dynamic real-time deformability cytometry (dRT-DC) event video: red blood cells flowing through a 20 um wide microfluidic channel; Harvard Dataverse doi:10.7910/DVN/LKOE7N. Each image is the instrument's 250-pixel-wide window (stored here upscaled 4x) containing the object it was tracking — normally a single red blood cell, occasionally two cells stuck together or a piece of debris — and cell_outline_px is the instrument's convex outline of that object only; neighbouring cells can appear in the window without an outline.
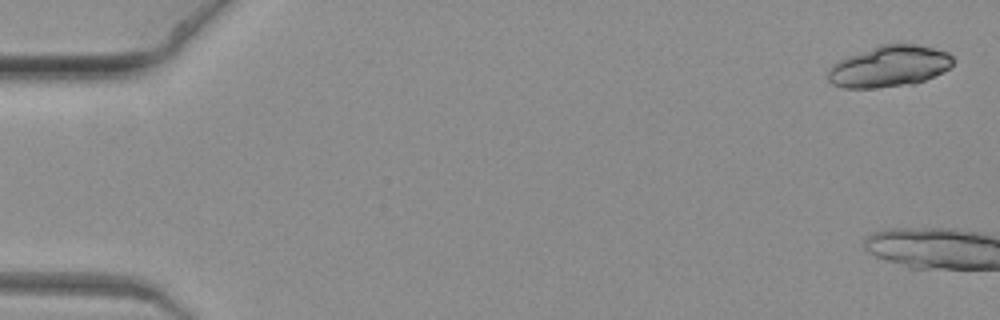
{"species": "common noctule bat (a hibernating species)", "species_latin": "Nyctalus noctula", "temperature_condition": "warm", "stored_images_in_passage": 3, "camera_frame_rate_fps": 3000, "um_per_image_px": 0.085, "animal": {"sex": "female", "body_mass_g": 19.3, "forearm_length_mm": 54.1}, "frame": {"image": 1, "passage_image": 1, "time_ms": 0.0, "image_size_px": [1000, 320], "cell_outline_px": [[956, 60], [948, 68], [924, 80], [912, 84], [876, 88], [844, 88], [832, 84], [828, 80], [828, 72], [832, 64], [848, 56], [880, 44], [916, 44], [948, 52]], "centroid_in_image_um": [75.57, 5.64], "position_along_channel_um": 9.4, "area_um2": 29.94}}